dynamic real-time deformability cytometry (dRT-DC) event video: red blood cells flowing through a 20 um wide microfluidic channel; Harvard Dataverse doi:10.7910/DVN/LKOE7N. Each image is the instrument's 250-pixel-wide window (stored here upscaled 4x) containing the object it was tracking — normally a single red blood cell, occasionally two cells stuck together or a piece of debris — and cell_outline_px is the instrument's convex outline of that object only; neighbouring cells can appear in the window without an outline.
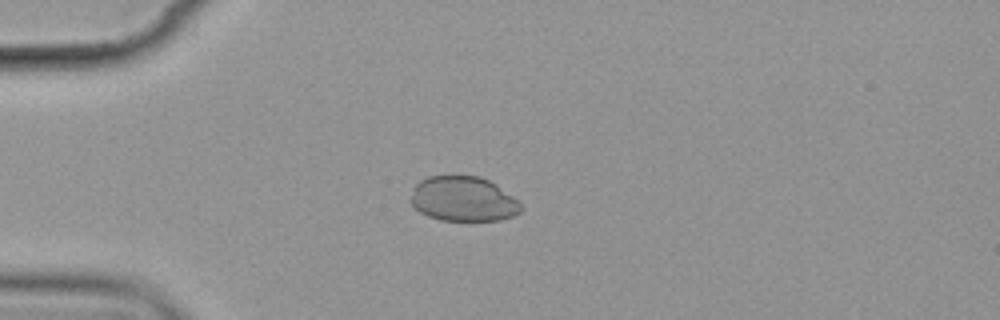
{"species": "common noctule bat (a hibernating species)", "species_latin": "Nyctalus noctula", "temperature_condition": "cold", "stored_images_in_passage": 6, "camera_frame_rate_fps": 3000, "um_per_image_px": 0.085, "animal": {"sex": "female", "body_mass_g": 19.9}, "frame": {"image": 1, "passage_image": 5, "time_ms": 4.667, "image_size_px": [1000, 320], "cell_outline_px": [[524, 208], [520, 212], [512, 216], [500, 220], [440, 220], [428, 216], [420, 212], [412, 204], [412, 196], [416, 184], [420, 180], [428, 176], [480, 176], [496, 184], [512, 196]], "centroid_in_image_um": [39.39, 16.91], "position_along_channel_um": 45.6, "area_um2": 28.55}}